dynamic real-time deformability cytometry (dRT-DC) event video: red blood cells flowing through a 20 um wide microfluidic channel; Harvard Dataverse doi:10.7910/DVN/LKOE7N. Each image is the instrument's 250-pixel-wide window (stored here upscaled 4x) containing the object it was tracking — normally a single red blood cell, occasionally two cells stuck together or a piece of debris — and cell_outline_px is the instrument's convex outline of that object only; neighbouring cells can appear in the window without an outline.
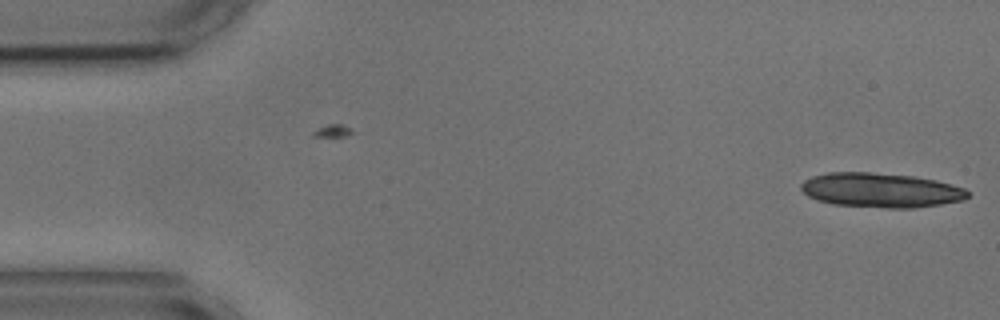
{"species": "common noctule bat (a hibernating species)", "species_latin": "Nyctalus noctula", "temperature_condition": "cold", "stored_images_in_passage": 4, "camera_frame_rate_fps": 3000, "um_per_image_px": 0.085, "animal": {"sex": "male", "body_mass_g": 17.9, "forearm_length_mm": 54.2}, "frame": {"image": 1, "passage_image": 4, "time_ms": 1.0, "image_size_px": [1000, 320], "cell_outline_px": [[968, 196], [964, 200], [940, 204], [912, 208], [888, 208], [832, 204], [808, 196], [800, 188], [800, 184], [804, 180], [812, 176], [828, 172], [872, 172], [912, 176], [936, 180], [964, 188], [968, 192]], "centroid_in_image_um": [74.85, 16.16], "position_along_channel_um": 10.2, "area_um2": 33.41}}